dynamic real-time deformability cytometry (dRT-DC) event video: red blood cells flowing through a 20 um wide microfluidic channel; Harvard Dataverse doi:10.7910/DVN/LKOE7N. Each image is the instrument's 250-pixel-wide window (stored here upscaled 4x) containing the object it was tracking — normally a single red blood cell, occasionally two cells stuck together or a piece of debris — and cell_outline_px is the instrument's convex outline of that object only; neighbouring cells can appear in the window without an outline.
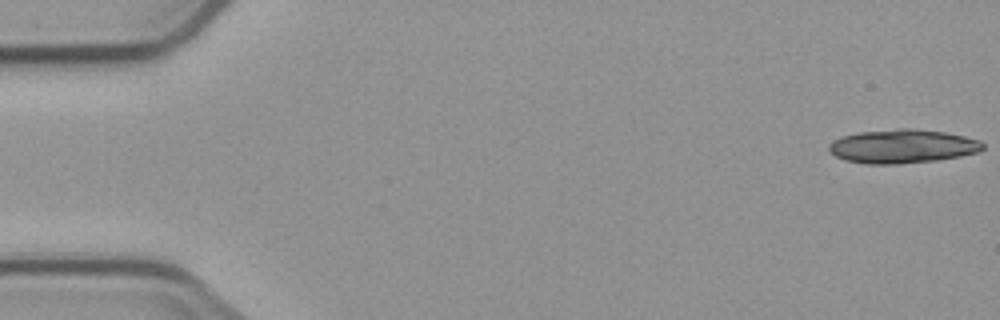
{"species": "common noctule bat (a hibernating species)", "species_latin": "Nyctalus noctula", "temperature_condition": "cold", "stored_images_in_passage": 10, "camera_frame_rate_fps": 3000, "um_per_image_px": 0.085, "animal": {"sex": "male", "body_mass_g": 23.1, "forearm_length_mm": 52.7}, "frame": {"image": 1, "passage_image": 1, "time_ms": 0.0, "image_size_px": [1000, 320], "cell_outline_px": [[984, 148], [980, 152], [960, 156], [936, 160], [900, 164], [868, 164], [844, 160], [836, 156], [828, 148], [828, 144], [832, 140], [840, 136], [860, 132], [900, 128], [912, 128], [944, 132], [964, 136], [980, 140], [984, 144]], "centroid_in_image_um": [76.71, 12.43], "position_along_channel_um": 8.3, "area_um2": 30.46}}
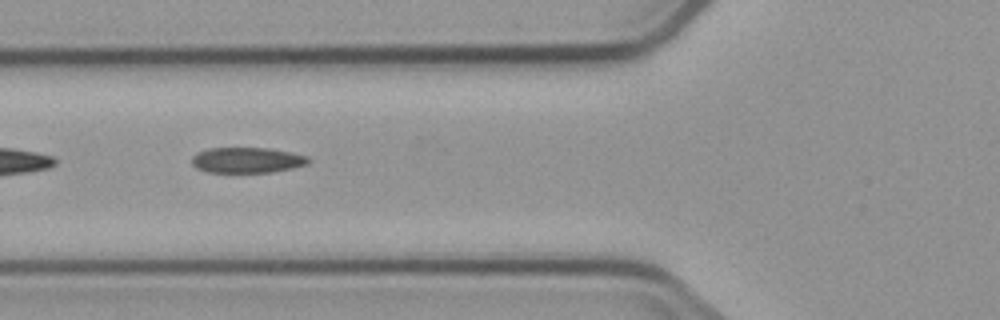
{"frame": {"image": 2, "passage_image": 6, "time_ms": 6.667, "image_size_px": [1000, 320], "cell_outline_px": [[312, 160], [308, 164], [292, 168], [272, 172], [208, 172], [196, 168], [192, 164], [192, 156], [196, 152], [208, 148], [268, 148], [308, 156]], "centroid_in_image_um": [20.99, 13.61], "position_along_channel_um": 104.8, "area_um2": 17.4}}
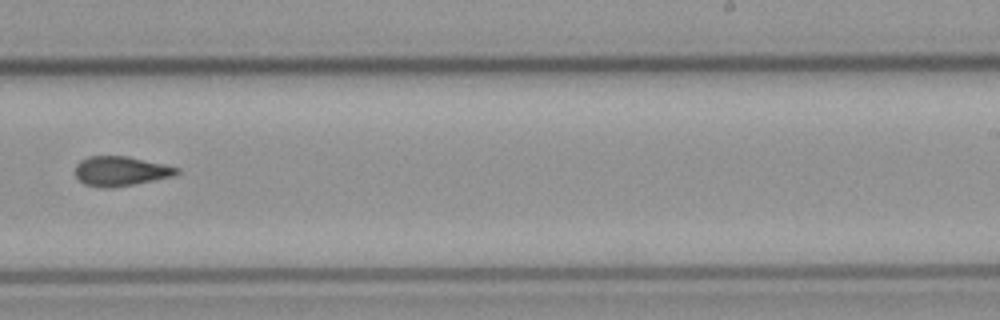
{"frame": {"image": 3, "passage_image": 10, "time_ms": 11.333, "image_size_px": [1000, 320], "cell_outline_px": [[180, 172], [176, 176], [132, 184], [108, 188], [104, 188], [84, 184], [76, 176], [76, 164], [80, 160], [88, 156], [128, 156], [164, 164], [180, 168]], "centroid_in_image_um": [10.28, 14.53], "position_along_channel_um": 278.7, "area_um2": 17.51}}